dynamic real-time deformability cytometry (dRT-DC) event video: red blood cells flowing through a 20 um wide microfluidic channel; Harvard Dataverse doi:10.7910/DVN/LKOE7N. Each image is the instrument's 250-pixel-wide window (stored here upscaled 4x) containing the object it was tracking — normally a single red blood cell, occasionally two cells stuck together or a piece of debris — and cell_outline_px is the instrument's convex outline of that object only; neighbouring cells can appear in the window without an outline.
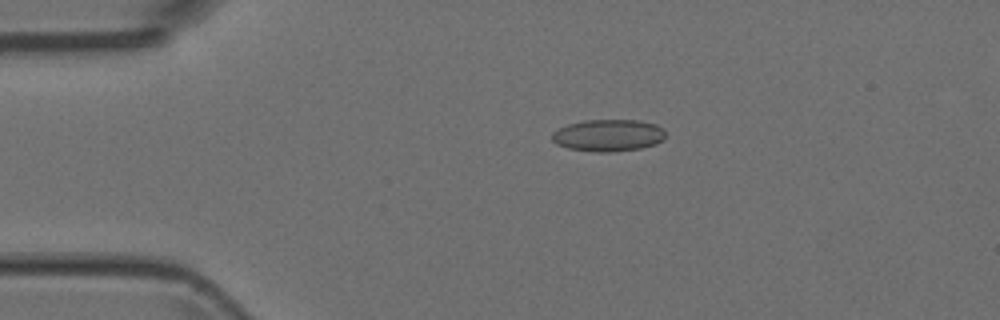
{"species": "Egyptian fruit bat (a non-hibernating species)", "species_latin": "Rousettus aegyptiacus", "temperature_condition": "room temperature", "stored_images_in_passage": 6, "camera_frame_rate_fps": 3000, "um_per_image_px": 0.085, "animal": {"sex": "female"}, "frame": {"image": 1, "passage_image": 4, "time_ms": 1.0, "image_size_px": [1000, 320], "cell_outline_px": [[664, 140], [656, 144], [640, 148], [612, 152], [592, 152], [568, 148], [556, 144], [552, 140], [552, 132], [568, 124], [584, 120], [636, 120], [656, 124], [664, 128]], "centroid_in_image_um": [51.71, 11.51], "position_along_channel_um": 33.3, "area_um2": 21.27}}